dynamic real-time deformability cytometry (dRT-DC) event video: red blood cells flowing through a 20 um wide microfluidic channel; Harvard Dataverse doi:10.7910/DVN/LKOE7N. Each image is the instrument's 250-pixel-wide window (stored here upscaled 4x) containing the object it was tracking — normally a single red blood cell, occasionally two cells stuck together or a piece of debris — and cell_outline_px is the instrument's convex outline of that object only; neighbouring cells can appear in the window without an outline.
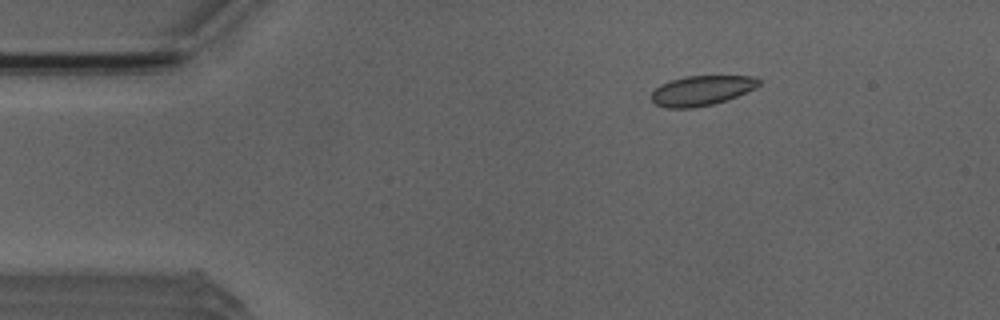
{"species": "Egyptian fruit bat (a non-hibernating species)", "species_latin": "Rousettus aegyptiacus", "temperature_condition": "room temperature", "stored_images_in_passage": 5, "camera_frame_rate_fps": 3000, "um_per_image_px": 0.085, "animal": {"sex": "male"}, "frame": {"image": 1, "passage_image": 2, "time_ms": 1.0, "image_size_px": [1000, 320], "cell_outline_px": [[760, 84], [756, 88], [736, 96], [712, 104], [692, 108], [664, 108], [656, 104], [652, 100], [652, 92], [660, 84], [684, 76], [756, 76], [760, 80]], "centroid_in_image_um": [59.63, 7.69], "position_along_channel_um": 25.4, "area_um2": 18.61}}
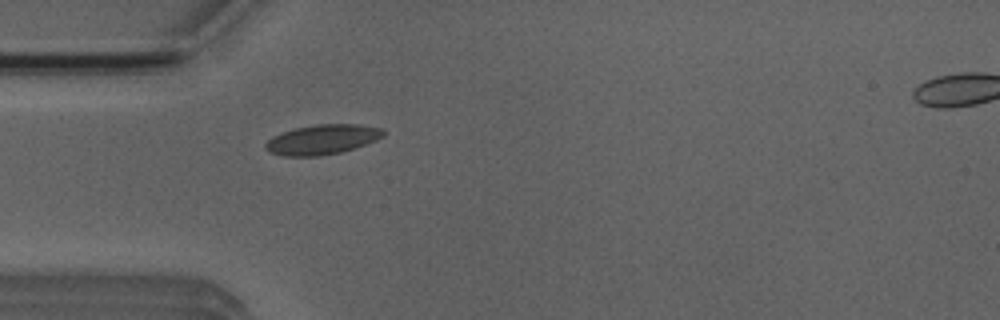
{"frame": {"image": 2, "passage_image": 4, "time_ms": 3.333, "image_size_px": [1000, 320], "cell_outline_px": [[384, 136], [376, 140], [340, 152], [320, 156], [284, 156], [268, 152], [264, 148], [264, 144], [272, 136], [296, 128], [316, 124], [360, 124], [380, 128], [384, 132]], "centroid_in_image_um": [27.35, 11.86], "position_along_channel_um": 57.6, "area_um2": 20.35}}